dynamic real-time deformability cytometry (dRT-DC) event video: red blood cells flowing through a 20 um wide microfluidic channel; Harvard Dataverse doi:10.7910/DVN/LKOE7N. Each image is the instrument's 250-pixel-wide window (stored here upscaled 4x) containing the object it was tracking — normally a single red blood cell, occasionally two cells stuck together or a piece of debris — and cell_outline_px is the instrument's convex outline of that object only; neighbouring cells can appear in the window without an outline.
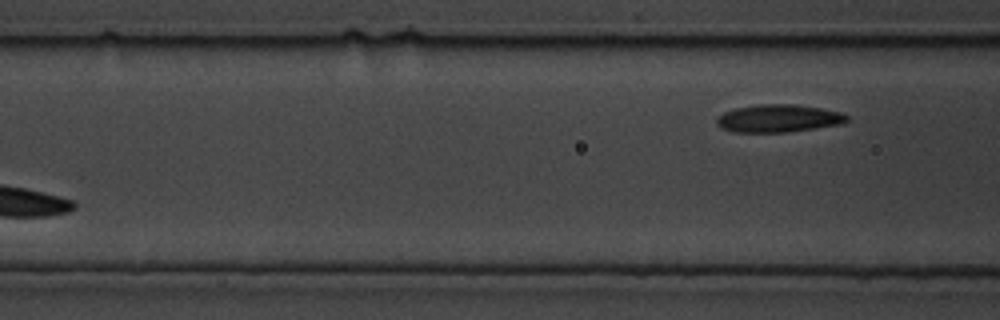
{"species": "common noctule bat (a hibernating species)", "species_latin": "Nyctalus noctula", "temperature_condition": "cold", "stored_images_in_passage": 5, "segment_of_instrument_passage": [2, 2], "camera_frame_rate_fps": 3000, "um_per_image_px": 0.085, "animal": {"sex": "male", "body_mass_g": 19.5, "forearm_length_mm": 54.6}, "frame": {"image": 1, "passage_image": 5, "time_ms": 1.333, "image_size_px": [1000, 320], "cell_outline_px": [[848, 120], [840, 124], [816, 128], [788, 132], [736, 132], [720, 128], [716, 124], [716, 120], [724, 112], [736, 108], [760, 104], [792, 104], [820, 108], [840, 112], [848, 116]], "centroid_in_image_um": [66.16, 10.07], "position_along_channel_um": 100.4, "area_um2": 20.87}}